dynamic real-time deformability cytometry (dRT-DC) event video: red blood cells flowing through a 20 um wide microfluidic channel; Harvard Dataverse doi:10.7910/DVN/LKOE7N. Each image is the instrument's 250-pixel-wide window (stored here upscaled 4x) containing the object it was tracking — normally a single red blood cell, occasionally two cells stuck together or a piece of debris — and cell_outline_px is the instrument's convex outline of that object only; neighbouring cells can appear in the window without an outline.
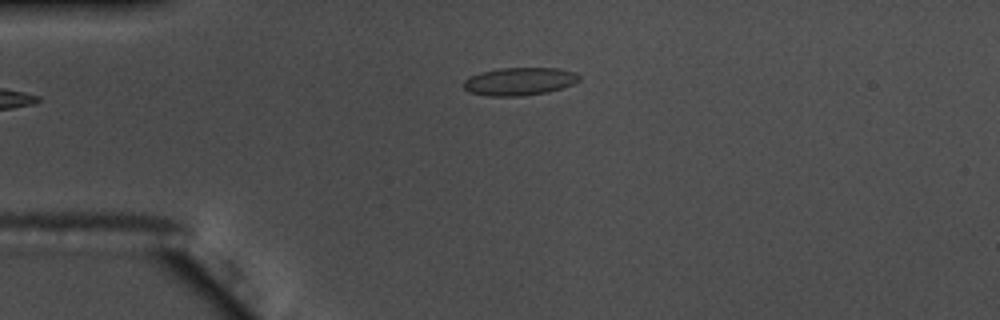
{"species": "common noctule bat (a hibernating species)", "species_latin": "Nyctalus noctula", "temperature_condition": "warm", "stored_images_in_passage": 42, "camera_frame_rate_fps": 3000, "um_per_image_px": 0.085, "animal": {"sex": "male", "body_mass_g": 17.5, "forearm_length_mm": 52.3}, "frame": {"image": 1, "passage_image": 1, "time_ms": 0.0, "image_size_px": [1000, 320], "cell_outline_px": [[580, 80], [572, 84], [548, 92], [520, 96], [488, 96], [468, 92], [464, 88], [464, 80], [480, 72], [500, 68], [556, 68], [576, 72], [580, 76]], "centroid_in_image_um": [44.15, 6.92], "position_along_channel_um": 40.8, "area_um2": 18.73}}
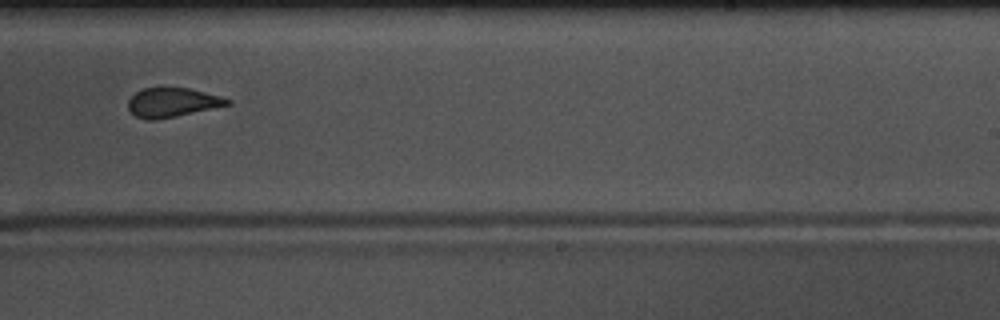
{"frame": {"image": 2, "passage_image": 22, "time_ms": 7.0, "image_size_px": [1000, 320], "cell_outline_px": [[232, 104], [176, 116], [156, 120], [148, 120], [136, 116], [128, 108], [128, 100], [136, 92], [144, 88], [188, 88], [220, 96], [232, 100]], "centroid_in_image_um": [14.65, 8.71], "position_along_channel_um": 274.3, "area_um2": 16.7}}
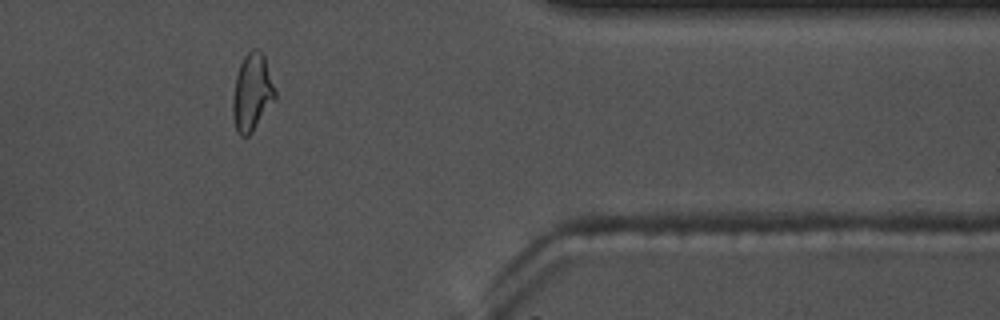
{"frame": {"image": 3, "passage_image": 33, "time_ms": 10.667, "image_size_px": [1000, 320], "cell_outline_px": [[276, 100], [252, 132], [248, 136], [240, 136], [236, 132], [232, 112], [232, 100], [236, 76], [240, 64], [244, 56], [252, 48], [256, 48], [264, 56], [276, 92]], "centroid_in_image_um": [21.42, 7.89], "position_along_channel_um": 390.0, "area_um2": 19.13}, "authors_computed_cell_mechanics": {"area_um2": 18.2359, "velocity_mm_per_s": 3.7129, "shape_relaxation_time_tau1_ms": null, "shape_relaxation_time_tau2_ms": 1.1164, "deformation_change_tau1": null, "deformation_change_tau2": 0.0772}}